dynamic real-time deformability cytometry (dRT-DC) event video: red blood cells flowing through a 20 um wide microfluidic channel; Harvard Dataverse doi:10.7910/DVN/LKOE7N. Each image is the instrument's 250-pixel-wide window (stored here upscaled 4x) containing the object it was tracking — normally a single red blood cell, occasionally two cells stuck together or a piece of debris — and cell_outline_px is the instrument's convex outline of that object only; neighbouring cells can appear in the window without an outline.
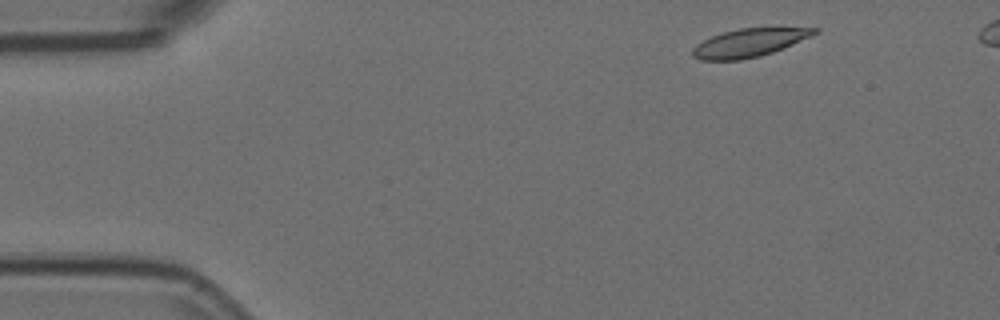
{"species": "Egyptian fruit bat (a non-hibernating species)", "species_latin": "Rousettus aegyptiacus", "temperature_condition": "room temperature", "stored_images_in_passage": 3, "camera_frame_rate_fps": 3000, "um_per_image_px": 0.085, "animal": {"sex": "female"}, "frame": {"image": 1, "passage_image": 1, "time_ms": 0.0, "image_size_px": [1000, 320], "cell_outline_px": [[820, 32], [812, 36], [784, 48], [760, 56], [740, 60], [700, 60], [692, 56], [692, 48], [696, 44], [712, 36], [724, 32], [740, 28], [820, 28]], "centroid_in_image_um": [63.69, 3.64], "position_along_channel_um": 21.3, "area_um2": 20.0}}